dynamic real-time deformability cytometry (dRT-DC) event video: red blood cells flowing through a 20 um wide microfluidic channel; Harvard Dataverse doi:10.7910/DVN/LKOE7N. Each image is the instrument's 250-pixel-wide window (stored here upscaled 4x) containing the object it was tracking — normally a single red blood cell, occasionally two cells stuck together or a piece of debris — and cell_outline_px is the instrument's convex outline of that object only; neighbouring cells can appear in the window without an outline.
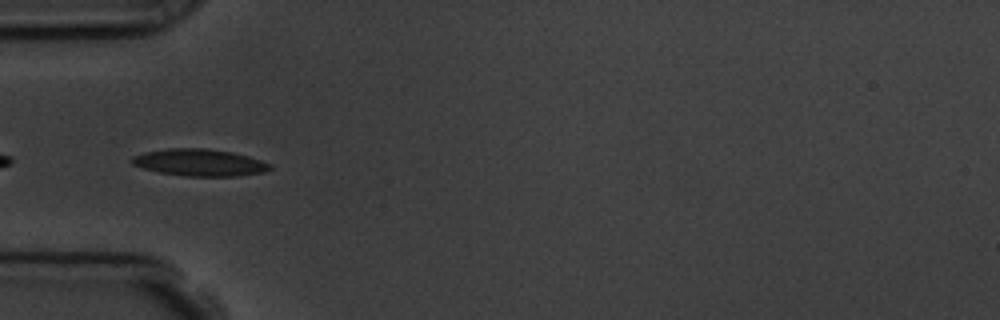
{"species": "common noctule bat (a hibernating species)", "species_latin": "Nyctalus noctula", "temperature_condition": "room temperature", "stored_images_in_passage": 11, "camera_frame_rate_fps": 3000, "um_per_image_px": 0.085, "animal": {"sex": "male", "body_mass_g": 19.5, "forearm_length_mm": 54.6}, "frame": {"image": 1, "passage_image": 5, "time_ms": 4.333, "image_size_px": [1000, 320], "cell_outline_px": [[272, 168], [264, 172], [236, 176], [184, 176], [160, 172], [144, 168], [132, 164], [128, 160], [132, 156], [144, 152], [168, 148], [208, 148], [232, 152], [248, 156], [272, 164]], "centroid_in_image_um": [16.95, 13.81], "position_along_channel_um": 68.1, "area_um2": 21.79}}
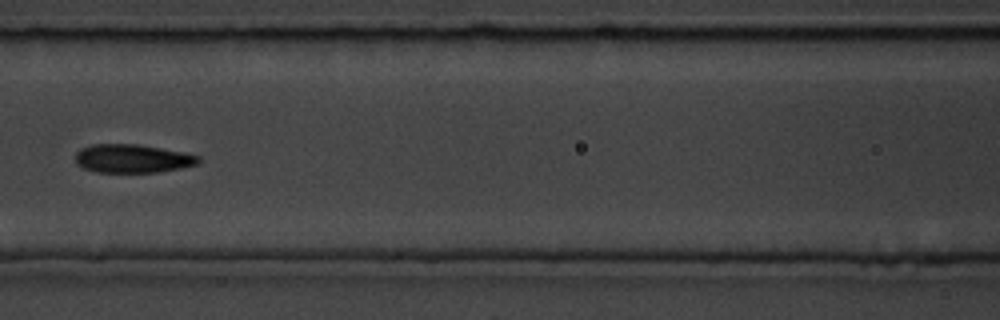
{"frame": {"image": 2, "passage_image": 7, "time_ms": 6.667, "image_size_px": [1000, 320], "cell_outline_px": [[200, 164], [180, 168], [156, 172], [96, 172], [84, 168], [76, 164], [76, 152], [80, 148], [92, 144], [136, 144], [184, 152], [200, 156]], "centroid_in_image_um": [11.26, 13.47], "position_along_channel_um": 155.3, "area_um2": 20.46}}
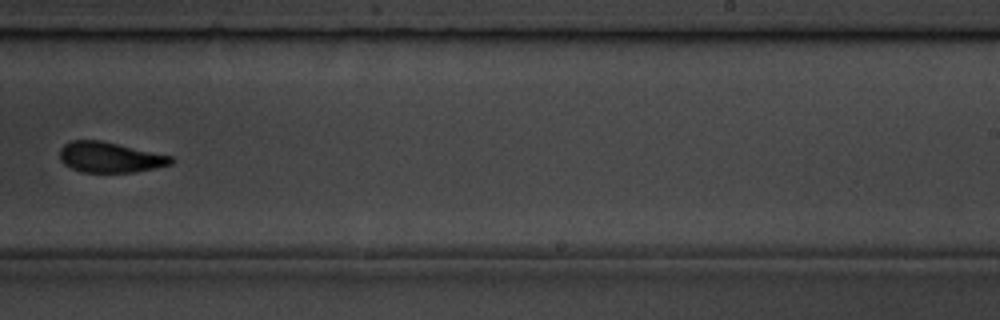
{"frame": {"image": 3, "passage_image": 10, "time_ms": 10.0, "image_size_px": [1000, 320], "cell_outline_px": [[176, 160], [172, 164], [136, 172], [80, 172], [64, 164], [60, 160], [60, 148], [64, 144], [72, 140], [100, 140], [172, 156]], "centroid_in_image_um": [9.34, 13.37], "position_along_channel_um": 279.7, "area_um2": 19.77}}